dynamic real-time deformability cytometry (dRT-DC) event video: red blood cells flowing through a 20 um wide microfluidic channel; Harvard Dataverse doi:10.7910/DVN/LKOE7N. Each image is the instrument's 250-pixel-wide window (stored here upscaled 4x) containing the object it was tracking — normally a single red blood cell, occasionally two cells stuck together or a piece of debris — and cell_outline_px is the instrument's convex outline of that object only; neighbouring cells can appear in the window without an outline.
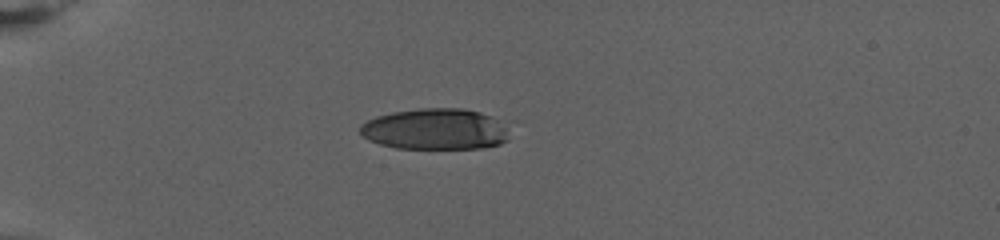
{"species": "human", "species_latin": "Homo sapiens", "temperature_condition": "warm", "stored_images_in_passage": 55, "camera_frame_rate_fps": 3000, "um_per_image_px": 0.085, "donor": {"sex": "female"}, "frame": {"image": 1, "passage_image": 1, "time_ms": 0.0, "image_size_px": [1000, 240], "cell_outline_px": [[508, 140], [500, 144], [484, 148], [396, 148], [380, 144], [364, 136], [360, 132], [360, 124], [376, 116], [392, 112], [420, 108], [460, 108], [480, 112], [488, 116], [504, 128]], "centroid_in_image_um": [36.93, 10.98], "position_along_channel_um": 48.1, "area_um2": 35.14}}
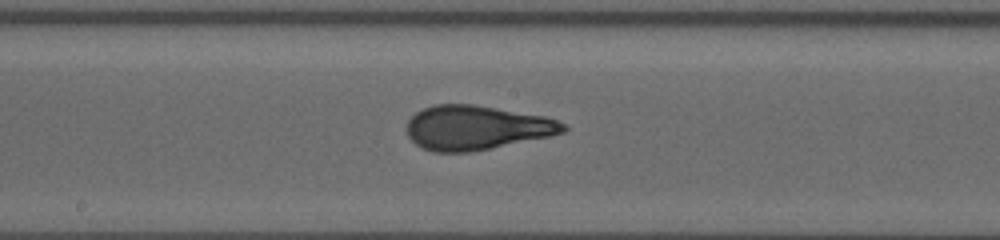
{"frame": {"image": 2, "passage_image": 22, "time_ms": 7.0, "image_size_px": [1000, 240], "cell_outline_px": [[568, 128], [564, 132], [548, 136], [468, 152], [432, 152], [416, 144], [408, 136], [408, 120], [416, 112], [424, 108], [436, 104], [472, 104], [544, 116], [556, 120], [564, 124]], "centroid_in_image_um": [40.46, 10.84], "position_along_channel_um": 207.7, "area_um2": 39.77}}
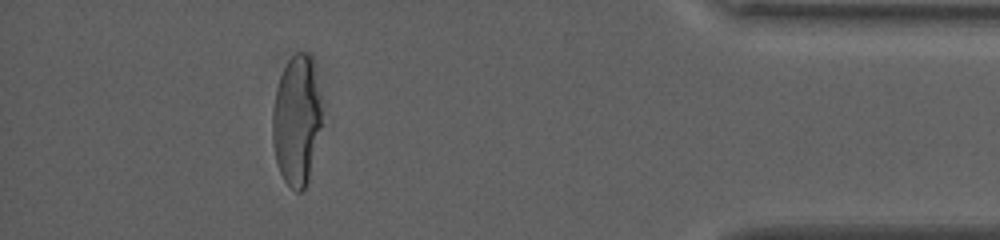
{"frame": {"image": 3, "passage_image": 48, "time_ms": 15.667, "image_size_px": [1000, 240], "cell_outline_px": [[332, 120], [308, 180], [304, 188], [300, 192], [296, 192], [284, 180], [280, 172], [276, 160], [272, 140], [272, 112], [276, 88], [280, 76], [288, 60], [296, 52], [308, 52]], "centroid_in_image_um": [25.39, 10.26], "position_along_channel_um": 409.8, "area_um2": 40.86}, "authors_computed_cell_mechanics": {"area_um2": 39.7664, "velocity_mm_per_s": 2.7987, "shape_relaxation_time_tau1_ms": 7.1318, "shape_relaxation_time_tau2_ms": 1.16, "deformation_change_tau1": 0.2452, "deformation_change_tau2": 0.0851}}